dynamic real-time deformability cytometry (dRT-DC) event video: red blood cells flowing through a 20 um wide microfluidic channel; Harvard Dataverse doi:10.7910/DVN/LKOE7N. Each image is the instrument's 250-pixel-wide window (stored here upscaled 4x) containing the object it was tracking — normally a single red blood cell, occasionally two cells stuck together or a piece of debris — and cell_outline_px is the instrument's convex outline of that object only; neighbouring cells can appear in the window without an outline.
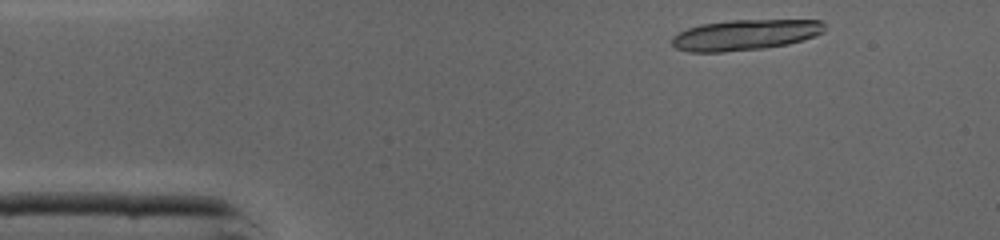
{"species": "common noctule bat (a hibernating species)", "species_latin": "Nyctalus noctula", "temperature_condition": "cold", "stored_images_in_passage": 10, "camera_frame_rate_fps": 3000, "um_per_image_px": 0.085, "animal": {"sex": "male", "body_mass_g": 19.0, "forearm_length_mm": 50.8}, "frame": {"image": 1, "passage_image": 2, "time_ms": 0.333, "image_size_px": [1000, 240], "cell_outline_px": [[828, 28], [824, 32], [816, 36], [788, 44], [764, 48], [724, 52], [688, 52], [676, 48], [672, 44], [672, 36], [688, 28], [700, 24], [728, 20], [820, 20]], "centroid_in_image_um": [63.35, 2.96], "position_along_channel_um": 21.6, "area_um2": 27.46}}